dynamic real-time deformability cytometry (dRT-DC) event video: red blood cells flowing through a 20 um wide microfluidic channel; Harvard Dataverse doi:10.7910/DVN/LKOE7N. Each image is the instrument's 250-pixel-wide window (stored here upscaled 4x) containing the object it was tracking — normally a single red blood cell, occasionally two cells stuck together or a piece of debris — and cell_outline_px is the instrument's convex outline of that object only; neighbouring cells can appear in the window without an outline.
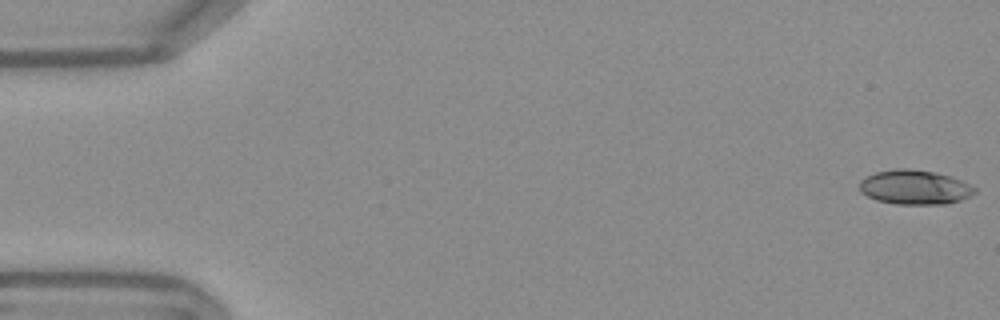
{"species": "Egyptian fruit bat (a non-hibernating species)", "species_latin": "Rousettus aegyptiacus", "temperature_condition": "warm", "stored_images_in_passage": 53, "camera_frame_rate_fps": 3000, "um_per_image_px": 0.085, "frame": {"image": 1, "passage_image": 1, "time_ms": 0.0, "image_size_px": [1000, 320], "cell_outline_px": [[976, 192], [960, 200], [948, 204], [896, 204], [876, 200], [860, 192], [860, 180], [876, 172], [896, 168], [908, 168], [936, 172], [952, 176], [976, 188]], "centroid_in_image_um": [77.75, 15.91], "position_along_channel_um": 7.3, "area_um2": 23.12}}
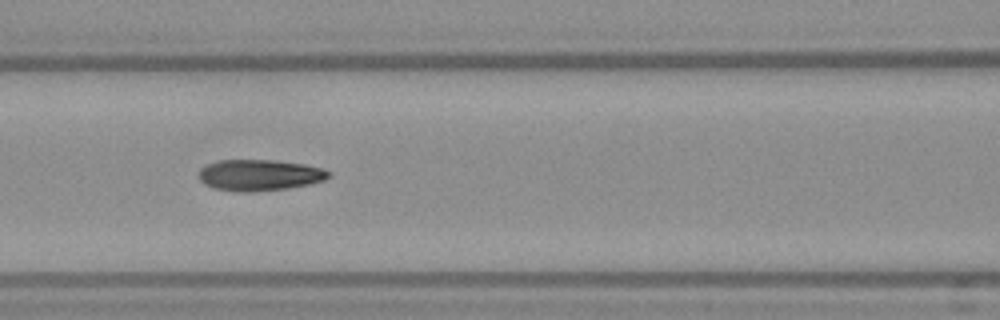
{"frame": {"image": 2, "passage_image": 23, "time_ms": 7.333, "image_size_px": [1000, 320], "cell_outline_px": [[332, 176], [324, 180], [308, 184], [288, 188], [252, 192], [240, 192], [212, 188], [204, 184], [200, 180], [200, 168], [208, 164], [220, 160], [272, 160], [304, 164], [324, 168], [332, 172]], "centroid_in_image_um": [22.09, 14.88], "position_along_channel_um": 144.5, "area_um2": 23.7}}
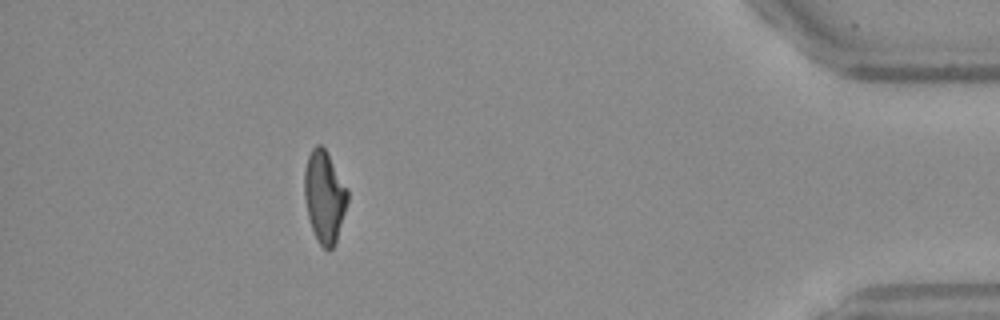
{"frame": {"image": 3, "passage_image": 48, "time_ms": 15.667, "image_size_px": [1000, 320], "cell_outline_px": [[348, 200], [336, 240], [332, 248], [328, 252], [320, 244], [312, 228], [308, 216], [304, 196], [304, 168], [308, 156], [312, 148], [316, 144], [320, 144], [328, 152], [348, 188]], "centroid_in_image_um": [27.57, 16.66], "position_along_channel_um": 407.6, "area_um2": 23.12}, "authors_computed_cell_mechanics": {"area_um2": 23.12, "velocity_mm_per_s": 3.8059, "shape_relaxation_time_tau1_ms": 7.1847, "shape_relaxation_time_tau2_ms": 1.2203, "deformation_change_tau1": 0.2347, "deformation_change_tau2": 0.0723}}